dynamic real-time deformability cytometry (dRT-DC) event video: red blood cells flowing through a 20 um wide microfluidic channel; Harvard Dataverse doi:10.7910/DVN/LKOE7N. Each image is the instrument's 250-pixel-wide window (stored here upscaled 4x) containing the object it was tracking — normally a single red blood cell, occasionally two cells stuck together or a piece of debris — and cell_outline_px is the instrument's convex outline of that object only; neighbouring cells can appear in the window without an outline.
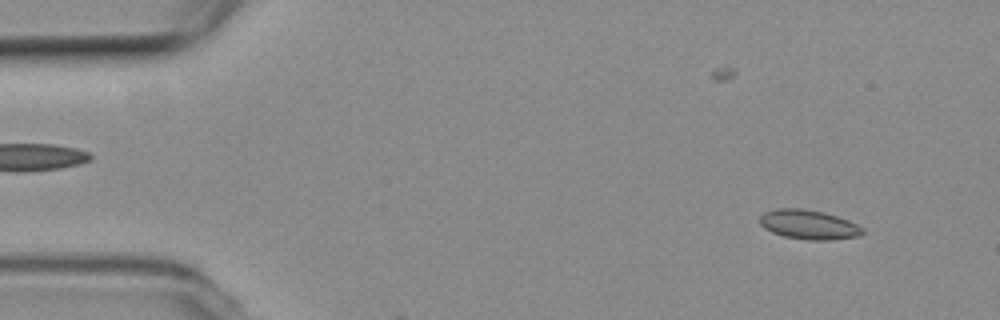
{"species": "common noctule bat (a hibernating species)", "species_latin": "Nyctalus noctula", "temperature_condition": "room temperature", "stored_images_in_passage": 7, "camera_frame_rate_fps": 3000, "um_per_image_px": 0.085, "animal": {"sex": "female", "body_mass_g": 19.3, "forearm_length_mm": 54.1}, "frame": {"image": 1, "passage_image": 4, "time_ms": 1.0, "image_size_px": [1000, 320], "cell_outline_px": [[864, 232], [860, 236], [832, 240], [808, 240], [784, 236], [772, 232], [764, 228], [760, 224], [760, 216], [764, 212], [776, 208], [804, 208], [824, 212], [848, 220], [864, 228]], "centroid_in_image_um": [68.74, 19.09], "position_along_channel_um": 16.3, "area_um2": 17.74}}